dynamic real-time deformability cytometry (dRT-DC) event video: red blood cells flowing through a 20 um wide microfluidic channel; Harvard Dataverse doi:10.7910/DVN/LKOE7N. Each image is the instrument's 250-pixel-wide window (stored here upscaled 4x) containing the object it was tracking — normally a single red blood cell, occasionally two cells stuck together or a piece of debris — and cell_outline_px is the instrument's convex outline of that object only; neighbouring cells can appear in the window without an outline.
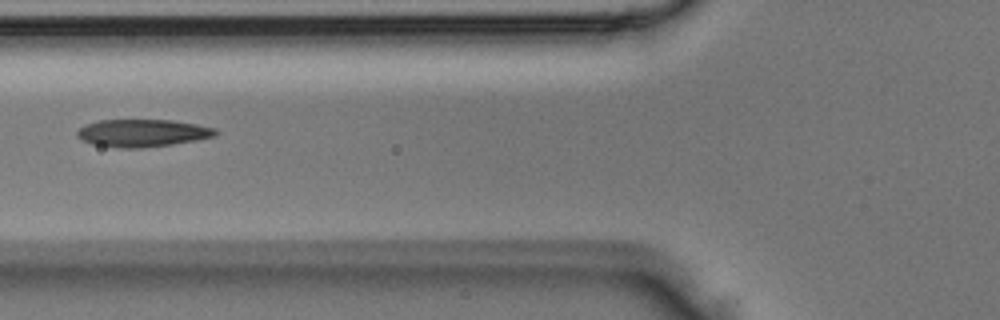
{"species": "Egyptian fruit bat (a non-hibernating species)", "species_latin": "Rousettus aegyptiacus", "temperature_condition": "room temperature", "stored_images_in_passage": 2, "camera_frame_rate_fps": 3000, "um_per_image_px": 0.085, "animal": {"sex": "male"}, "frame": {"image": 1, "passage_image": 2, "time_ms": 0.333, "image_size_px": [1000, 320], "cell_outline_px": [[220, 132], [216, 136], [196, 140], [172, 144], [140, 148], [120, 148], [92, 144], [80, 140], [76, 136], [76, 132], [80, 128], [88, 124], [100, 120], [172, 120], [196, 124], [216, 128]], "centroid_in_image_um": [12.12, 11.31], "position_along_channel_um": 113.7, "area_um2": 22.25}}